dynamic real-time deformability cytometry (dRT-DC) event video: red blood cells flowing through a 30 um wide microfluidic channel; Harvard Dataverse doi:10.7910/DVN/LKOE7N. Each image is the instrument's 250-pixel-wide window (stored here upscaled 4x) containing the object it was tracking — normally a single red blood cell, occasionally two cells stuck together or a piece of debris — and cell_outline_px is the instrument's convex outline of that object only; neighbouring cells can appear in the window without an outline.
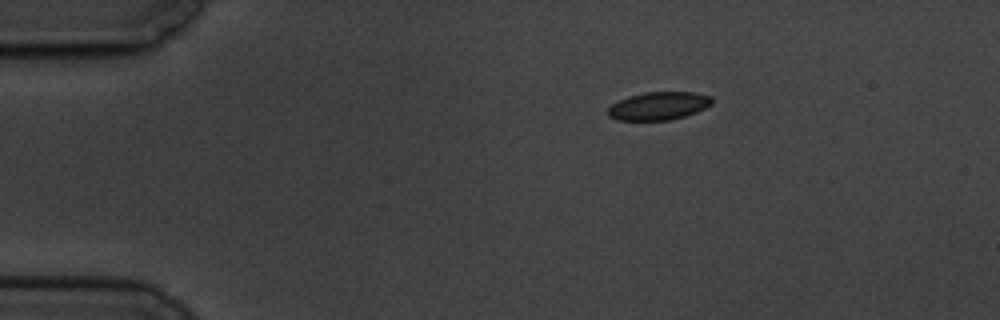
{"species": "common noctule bat (a hibernating species)", "species_latin": "Nyctalus noctula", "temperature_condition": "cold", "stored_images_in_passage": 4, "camera_frame_rate_fps": 3000, "um_per_image_px": 0.085, "animal": {"sex": "male", "body_mass_g": 19.5, "forearm_length_mm": 54.6}, "frame": {"image": 1, "passage_image": 1, "time_ms": 0.0, "image_size_px": [1000, 320], "cell_outline_px": [[712, 104], [696, 112], [684, 116], [668, 120], [616, 120], [608, 116], [608, 108], [612, 104], [628, 96], [644, 92], [696, 92], [712, 96]], "centroid_in_image_um": [55.99, 8.99], "position_along_channel_um": 29.0, "area_um2": 16.99}}
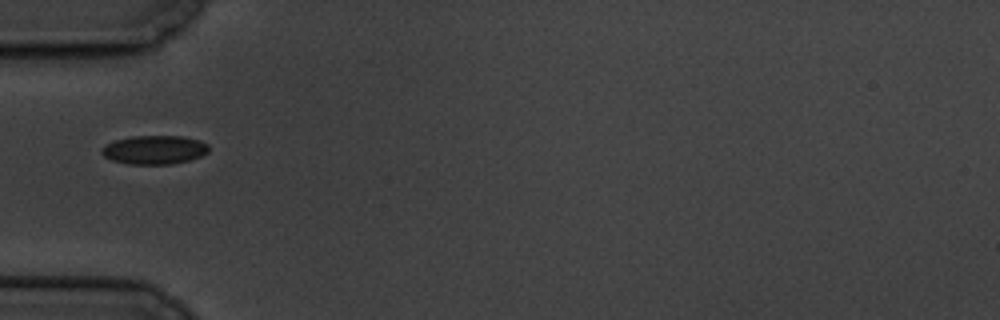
{"frame": {"image": 2, "passage_image": 3, "time_ms": 3.0, "image_size_px": [1000, 320], "cell_outline_px": [[208, 152], [200, 156], [188, 160], [172, 164], [128, 164], [112, 160], [104, 156], [100, 152], [100, 148], [104, 144], [116, 140], [132, 136], [184, 136], [200, 140], [208, 144]], "centroid_in_image_um": [13.1, 12.73], "position_along_channel_um": 71.9, "area_um2": 18.03}}
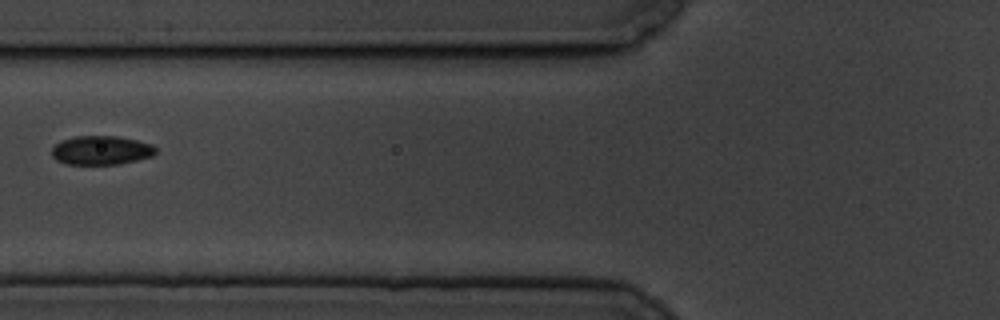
{"frame": {"image": 3, "passage_image": 4, "time_ms": 4.333, "image_size_px": [1000, 320], "cell_outline_px": [[156, 152], [152, 156], [120, 164], [64, 164], [56, 160], [52, 156], [52, 148], [60, 140], [72, 136], [116, 136], [136, 140], [152, 144], [156, 148]], "centroid_in_image_um": [8.57, 12.77], "position_along_channel_um": 117.2, "area_um2": 17.63}}